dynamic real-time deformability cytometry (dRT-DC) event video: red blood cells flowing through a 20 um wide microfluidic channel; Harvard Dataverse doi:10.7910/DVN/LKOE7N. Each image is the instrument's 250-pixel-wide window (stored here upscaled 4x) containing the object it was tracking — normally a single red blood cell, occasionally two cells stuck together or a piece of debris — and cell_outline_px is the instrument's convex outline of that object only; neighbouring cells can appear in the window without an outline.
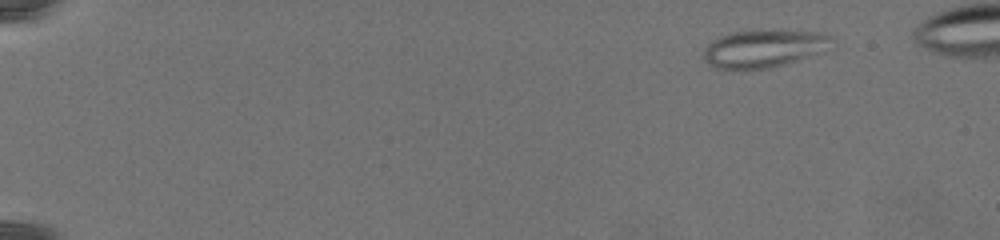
{"species": "common noctule bat (a hibernating species)", "species_latin": "Nyctalus noctula", "temperature_condition": "warm", "stored_images_in_passage": 71, "camera_frame_rate_fps": 3000, "um_per_image_px": 0.085, "animal": {"sex": "female", "body_mass_g": 19.5, "forearm_length_mm": 54.1}, "frame": {"image": 1, "passage_image": 2, "time_ms": 0.333, "image_size_px": [1000, 240], "cell_outline_px": [[836, 40], [824, 52], [812, 56], [784, 64], [768, 68], [716, 68], [708, 64], [700, 56], [704, 48], [712, 40], [720, 36], [732, 32], [820, 32], [832, 36]], "centroid_in_image_um": [64.93, 4.15], "position_along_channel_um": 20.1, "area_um2": 27.69}}
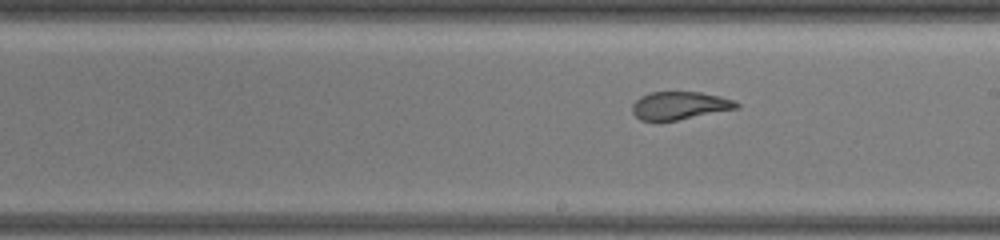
{"frame": {"image": 2, "passage_image": 41, "time_ms": 13.333, "image_size_px": [1000, 240], "cell_outline_px": [[740, 108], [676, 120], [640, 120], [632, 112], [632, 104], [640, 96], [648, 92], [700, 92], [720, 96], [736, 100], [740, 104]], "centroid_in_image_um": [57.79, 8.96], "position_along_channel_um": 231.2, "area_um2": 16.99}}
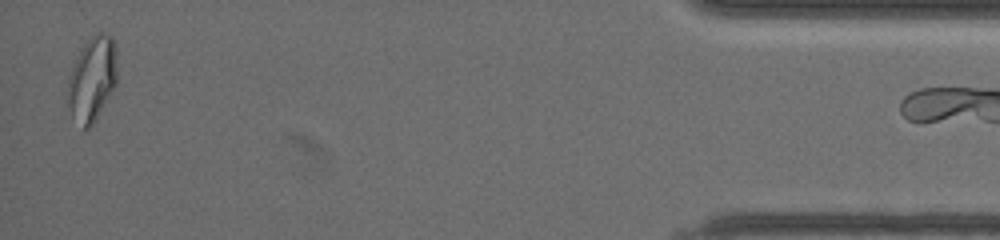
{"frame": {"image": 3, "passage_image": 70, "time_ms": 23.0, "image_size_px": [1000, 240], "cell_outline_px": [[116, 84], [96, 120], [84, 132], [72, 116], [68, 104], [68, 80], [72, 68], [84, 44], [92, 36], [100, 32], [104, 32], [112, 36], [116, 44]], "centroid_in_image_um": [7.85, 6.73], "position_along_channel_um": 427.4, "area_um2": 24.28}}